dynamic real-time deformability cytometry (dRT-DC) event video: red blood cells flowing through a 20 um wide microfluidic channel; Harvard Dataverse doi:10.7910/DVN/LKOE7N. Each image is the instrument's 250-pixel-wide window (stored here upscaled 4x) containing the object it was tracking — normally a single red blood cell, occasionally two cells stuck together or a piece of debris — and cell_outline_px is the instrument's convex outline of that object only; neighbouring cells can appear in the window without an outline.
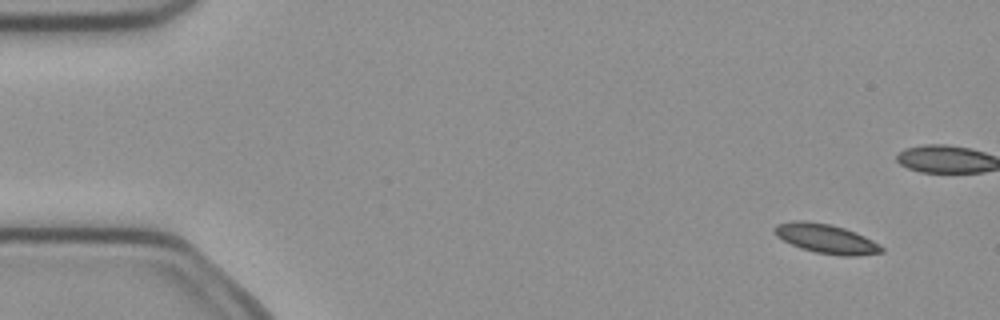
{"species": "common noctule bat (a hibernating species)", "species_latin": "Nyctalus noctula", "temperature_condition": "cold", "stored_images_in_passage": 6, "camera_frame_rate_fps": 3000, "um_per_image_px": 0.085, "animal": {"sex": "female", "body_mass_g": 21.9}, "frame": {"image": 1, "passage_image": 2, "time_ms": 0.333, "image_size_px": [1000, 320], "cell_outline_px": [[884, 252], [856, 256], [844, 256], [816, 252], [800, 248], [776, 236], [772, 228], [776, 224], [800, 220], [828, 224], [844, 228], [864, 236], [880, 244], [884, 248]], "centroid_in_image_um": [70.23, 20.3], "position_along_channel_um": 14.8, "area_um2": 18.09}}
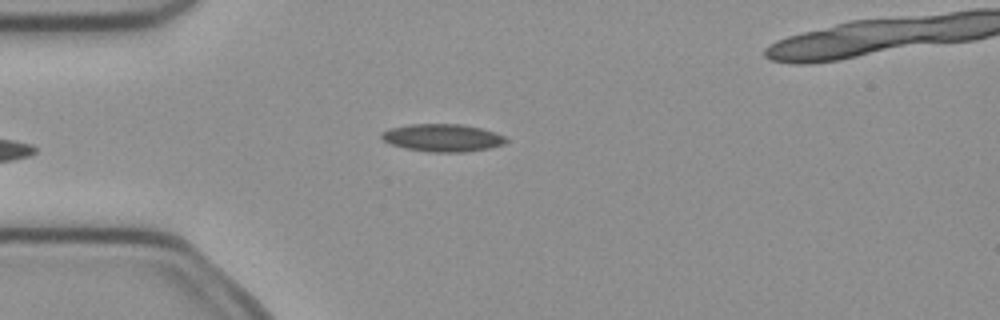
{"frame": {"image": 2, "passage_image": 6, "time_ms": 1.667, "image_size_px": [1000, 320], "cell_outline_px": [[508, 140], [504, 144], [488, 148], [464, 152], [428, 152], [404, 148], [392, 144], [384, 140], [380, 136], [380, 132], [388, 128], [408, 124], [460, 124], [480, 128], [496, 132], [504, 136]], "centroid_in_image_um": [37.59, 11.7], "position_along_channel_um": 47.4, "area_um2": 20.11}}